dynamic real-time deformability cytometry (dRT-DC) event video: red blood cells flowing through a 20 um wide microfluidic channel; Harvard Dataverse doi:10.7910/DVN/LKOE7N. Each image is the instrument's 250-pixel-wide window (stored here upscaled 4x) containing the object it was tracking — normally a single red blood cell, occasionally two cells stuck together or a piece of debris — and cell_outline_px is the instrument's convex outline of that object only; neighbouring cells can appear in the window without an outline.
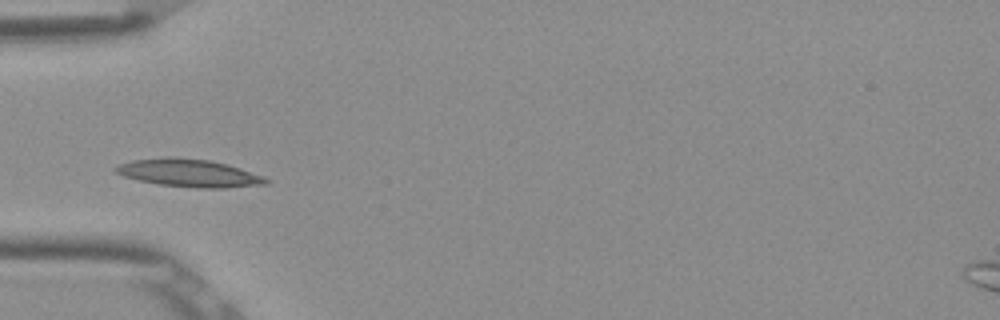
{"species": "Egyptian fruit bat (a non-hibernating species)", "species_latin": "Rousettus aegyptiacus", "temperature_condition": "room temperature", "stored_images_in_passage": 37, "camera_frame_rate_fps": 3000, "um_per_image_px": 0.085, "frame": {"image": 1, "passage_image": 1, "time_ms": 0.0, "image_size_px": [1000, 320], "cell_outline_px": [[272, 180], [268, 184], [228, 188], [196, 188], [160, 184], [140, 180], [124, 176], [116, 172], [112, 168], [120, 164], [132, 160], [164, 156], [176, 156], [212, 160], [228, 164], [264, 176]], "centroid_in_image_um": [16.12, 14.69], "position_along_channel_um": 68.9, "area_um2": 24.68}}
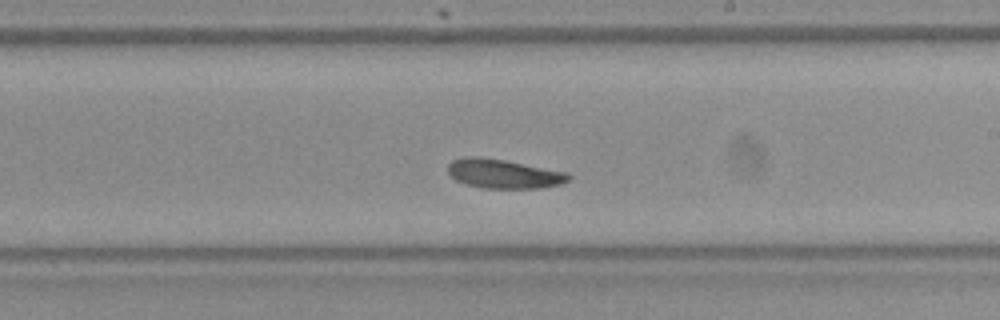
{"frame": {"image": 2, "passage_image": 15, "time_ms": 4.667, "image_size_px": [1000, 320], "cell_outline_px": [[572, 176], [568, 180], [560, 184], [540, 188], [484, 188], [464, 184], [456, 180], [448, 172], [448, 164], [452, 160], [468, 156], [480, 156], [504, 160], [568, 172]], "centroid_in_image_um": [42.8, 14.77], "position_along_channel_um": 246.2, "area_um2": 20.52}}
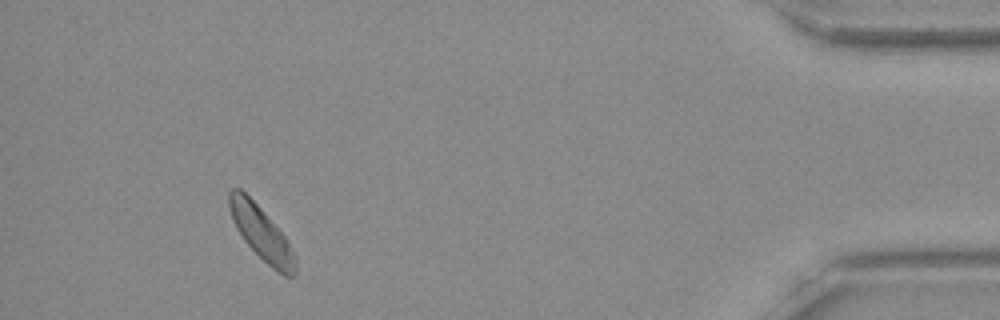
{"frame": {"image": 3, "passage_image": 33, "time_ms": 10.667, "image_size_px": [1000, 320], "cell_outline_px": [[296, 272], [292, 276], [284, 276], [272, 268], [244, 240], [236, 228], [232, 220], [228, 208], [228, 192], [232, 188], [240, 188], [260, 208], [288, 240], [296, 256]], "centroid_in_image_um": [22.21, 19.81], "position_along_channel_um": 413.0, "area_um2": 20.4}, "authors_computed_cell_mechanics": {"area_um2": 20.6346, "velocity_mm_per_s": 3.8034, "shape_relaxation_time_tau1_ms": 2.3358, "shape_relaxation_time_tau2_ms": 2.5118, "deformation_change_tau1": 0.0747, "deformation_change_tau2": 0.0655}}